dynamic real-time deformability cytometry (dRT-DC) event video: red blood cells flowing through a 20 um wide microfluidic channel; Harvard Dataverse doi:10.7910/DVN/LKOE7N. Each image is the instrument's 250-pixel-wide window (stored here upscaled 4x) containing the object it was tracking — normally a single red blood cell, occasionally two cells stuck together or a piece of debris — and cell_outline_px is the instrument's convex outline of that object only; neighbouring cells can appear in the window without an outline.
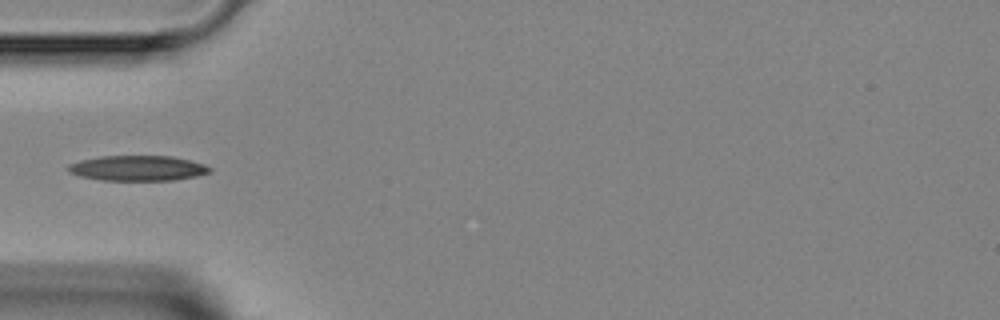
{"species": "Egyptian fruit bat (a non-hibernating species)", "species_latin": "Rousettus aegyptiacus", "temperature_condition": "room temperature", "stored_images_in_passage": 4, "camera_frame_rate_fps": 3000, "um_per_image_px": 0.085, "animal": {"sex": "female"}, "frame": {"image": 1, "passage_image": 4, "time_ms": 3.333, "image_size_px": [1000, 320], "cell_outline_px": [[212, 172], [196, 176], [176, 180], [100, 180], [80, 176], [68, 172], [68, 164], [80, 160], [100, 156], [172, 156], [204, 164], [212, 168]], "centroid_in_image_um": [11.71, 14.29], "position_along_channel_um": 73.3, "area_um2": 20.87}}